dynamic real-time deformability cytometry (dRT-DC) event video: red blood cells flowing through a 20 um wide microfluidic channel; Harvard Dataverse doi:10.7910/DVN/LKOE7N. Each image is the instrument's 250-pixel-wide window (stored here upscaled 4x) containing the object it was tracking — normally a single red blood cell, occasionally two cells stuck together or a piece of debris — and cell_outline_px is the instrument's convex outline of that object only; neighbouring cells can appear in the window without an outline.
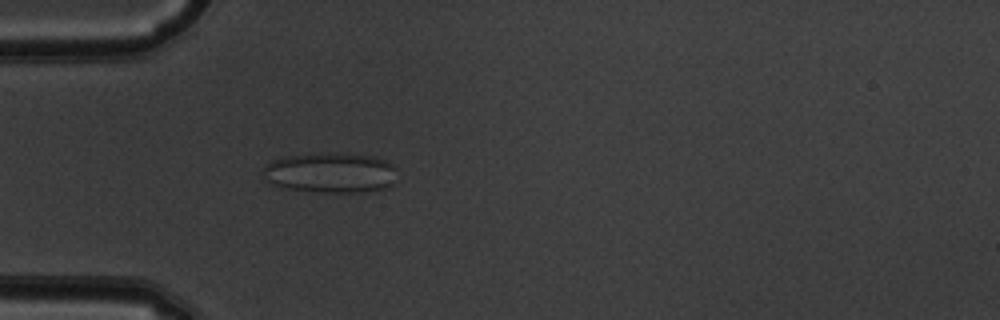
{"species": "common noctule bat (a hibernating species)", "species_latin": "Nyctalus noctula", "temperature_condition": "warm", "stored_images_in_passage": 51, "camera_frame_rate_fps": 3000, "um_per_image_px": 0.085, "animal": {"sex": "male", "body_mass_g": 19.5, "forearm_length_mm": 54.6}, "frame": {"image": 1, "passage_image": 16, "time_ms": 5.0, "image_size_px": [1000, 320], "cell_outline_px": [[396, 168], [392, 184], [388, 188], [356, 192], [320, 192], [288, 188], [276, 184], [268, 180], [260, 172], [268, 160], [280, 156], [324, 152], [348, 152], [376, 156], [392, 164]], "centroid_in_image_um": [28.07, 14.63], "position_along_channel_um": 56.9, "area_um2": 32.02}}
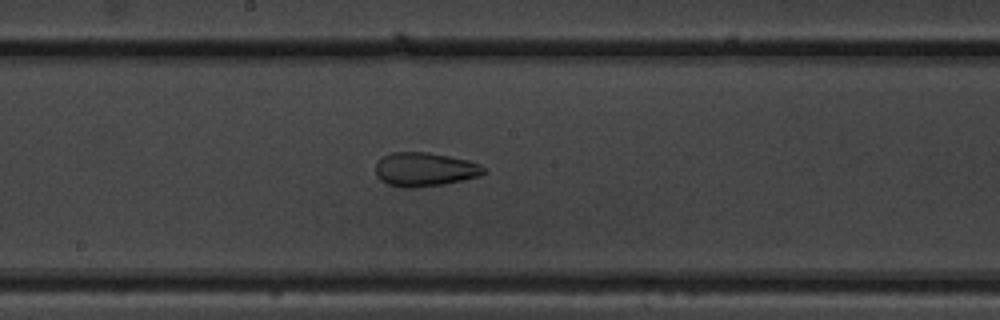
{"frame": {"image": 2, "passage_image": 28, "time_ms": 9.0, "image_size_px": [1000, 320], "cell_outline_px": [[484, 172], [480, 176], [464, 180], [444, 184], [412, 188], [400, 188], [388, 184], [380, 180], [376, 176], [376, 164], [384, 156], [392, 152], [428, 152], [468, 160], [480, 164], [484, 168]], "centroid_in_image_um": [36.09, 14.41], "position_along_channel_um": 212.1, "area_um2": 21.39}}
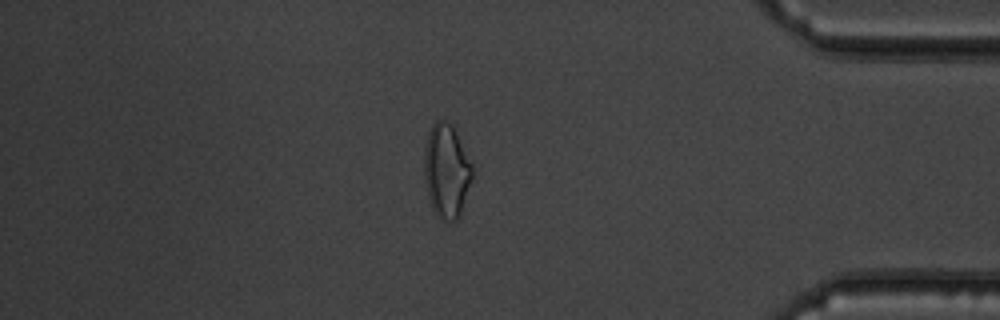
{"frame": {"image": 3, "passage_image": 44, "time_ms": 14.333, "image_size_px": [1000, 320], "cell_outline_px": [[472, 180], [460, 216], [456, 220], [444, 220], [436, 216], [432, 208], [428, 196], [424, 180], [424, 148], [428, 132], [432, 124], [436, 120], [444, 120], [452, 124], [472, 164]], "centroid_in_image_um": [37.94, 14.52], "position_along_channel_um": 397.3, "area_um2": 26.47}, "authors_computed_cell_mechanics": {"area_um2": 26.4724, "velocity_mm_per_s": 4.0275, "shape_relaxation_time_tau1_ms": null, "shape_relaxation_time_tau2_ms": 2.4878, "deformation_change_tau1": null, "deformation_change_tau2": 0.0973}}